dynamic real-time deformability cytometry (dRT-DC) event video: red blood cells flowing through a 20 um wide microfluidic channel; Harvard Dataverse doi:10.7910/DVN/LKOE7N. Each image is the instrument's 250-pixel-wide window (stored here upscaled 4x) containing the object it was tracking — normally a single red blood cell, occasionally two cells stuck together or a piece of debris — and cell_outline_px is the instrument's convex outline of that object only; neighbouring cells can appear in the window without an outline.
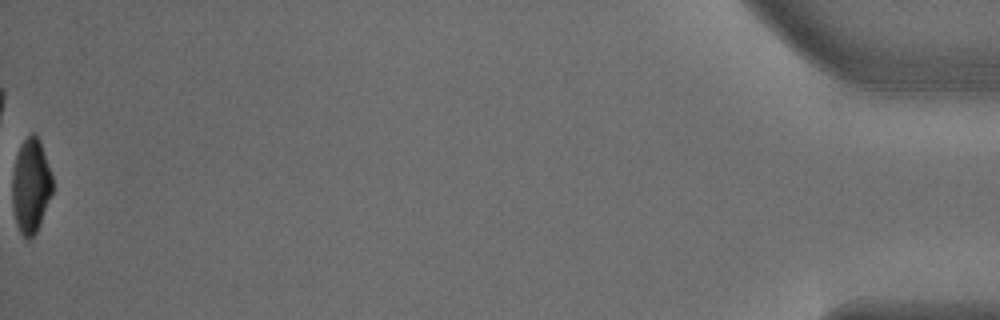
{"species": "common noctule bat (a hibernating species)", "species_latin": "Nyctalus noctula", "temperature_condition": "warm", "stored_images_in_passage": 46, "camera_frame_rate_fps": 3000, "um_per_image_px": 0.085, "animal": {"sex": "male", "body_mass_g": 18.8}, "frame": {"image": 1, "passage_image": 46, "time_ms": 15.0, "image_size_px": [1000, 320], "cell_outline_px": [[52, 192], [40, 224], [36, 232], [28, 240], [20, 232], [16, 220], [12, 204], [12, 172], [16, 156], [20, 144], [32, 132], [40, 140], [52, 176]], "centroid_in_image_um": [2.61, 15.77], "position_along_channel_um": 432.6, "area_um2": 21.96}, "authors_computed_cell_mechanics": {"area_um2": 25.2586, "velocity_mm_per_s": 3.834, "shape_relaxation_time_tau1_ms": 3.0124, "shape_relaxation_time_tau2_ms": null, "deformation_change_tau1": 0.1923, "deformation_change_tau2": null}}